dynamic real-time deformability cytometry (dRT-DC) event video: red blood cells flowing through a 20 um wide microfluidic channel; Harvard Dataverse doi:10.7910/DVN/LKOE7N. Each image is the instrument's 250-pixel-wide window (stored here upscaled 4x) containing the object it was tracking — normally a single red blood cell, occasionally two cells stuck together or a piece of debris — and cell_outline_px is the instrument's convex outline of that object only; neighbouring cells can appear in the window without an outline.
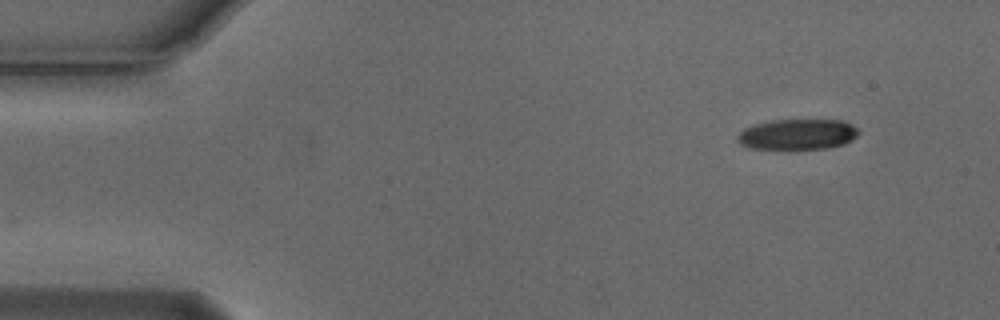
{"species": "Egyptian fruit bat (a non-hibernating species)", "species_latin": "Rousettus aegyptiacus", "temperature_condition": "cold", "stored_images_in_passage": 50, "camera_frame_rate_fps": 3000, "um_per_image_px": 0.085, "animal": {"sex": "male"}, "frame": {"image": 1, "passage_image": 1, "time_ms": 0.0, "image_size_px": [1000, 320], "cell_outline_px": [[860, 132], [852, 140], [844, 144], [828, 148], [788, 152], [748, 148], [740, 144], [736, 140], [736, 136], [744, 128], [756, 124], [772, 120], [844, 120], [852, 124]], "centroid_in_image_um": [67.75, 11.47], "position_along_channel_um": 17.2, "area_um2": 22.66}}
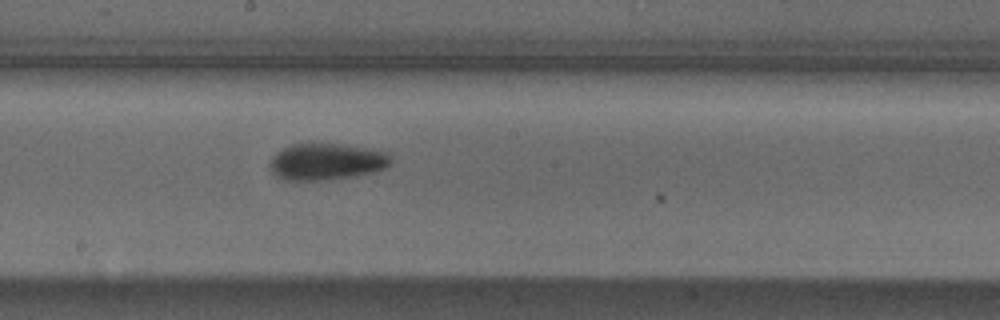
{"frame": {"image": 2, "passage_image": 25, "time_ms": 8.0, "image_size_px": [1000, 320], "cell_outline_px": [[392, 164], [384, 168], [372, 172], [356, 176], [320, 180], [284, 180], [276, 176], [272, 172], [268, 164], [272, 156], [276, 152], [292, 144], [312, 140], [340, 144], [388, 152], [392, 160]], "centroid_in_image_um": [27.71, 13.7], "position_along_channel_um": 220.5, "area_um2": 26.47}}
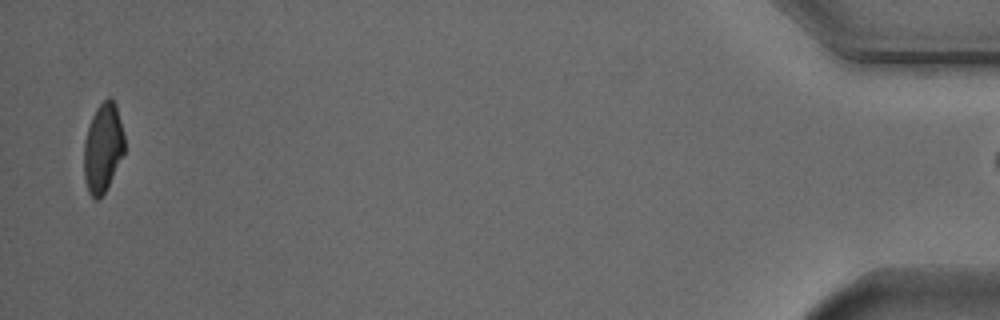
{"frame": {"image": 3, "passage_image": 49, "time_ms": 16.0, "image_size_px": [1000, 320], "cell_outline_px": [[124, 152], [104, 192], [96, 200], [88, 192], [84, 180], [84, 140], [92, 116], [96, 108], [108, 96], [112, 96], [116, 104], [124, 136]], "centroid_in_image_um": [8.73, 12.52], "position_along_channel_um": 426.5, "area_um2": 20.81}}